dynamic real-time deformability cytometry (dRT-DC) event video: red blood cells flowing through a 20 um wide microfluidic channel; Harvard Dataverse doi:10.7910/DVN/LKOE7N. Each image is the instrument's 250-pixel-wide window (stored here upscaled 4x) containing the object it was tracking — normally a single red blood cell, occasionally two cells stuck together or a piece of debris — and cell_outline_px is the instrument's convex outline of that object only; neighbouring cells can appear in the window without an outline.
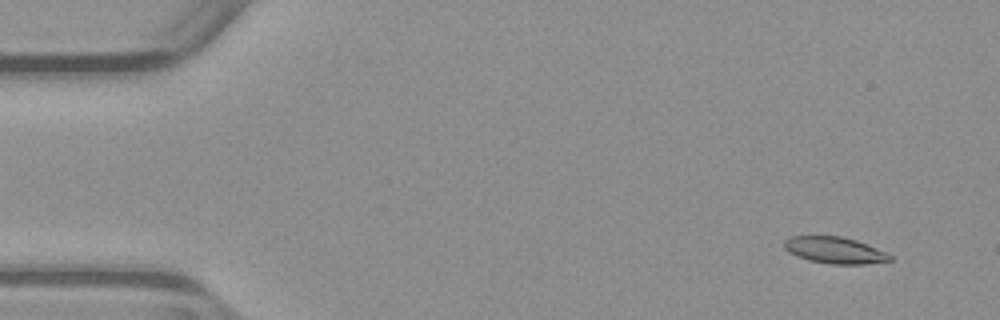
{"species": "common noctule bat (a hibernating species)", "species_latin": "Nyctalus noctula", "temperature_condition": "warm", "stored_images_in_passage": 52, "camera_frame_rate_fps": 3000, "um_per_image_px": 0.085, "animal": {"sex": "male", "body_mass_g": 23.1, "forearm_length_mm": 52.7}, "frame": {"image": 1, "passage_image": 3, "time_ms": 0.667, "image_size_px": [1000, 320], "cell_outline_px": [[892, 260], [864, 264], [832, 264], [808, 260], [796, 256], [788, 252], [784, 248], [784, 240], [792, 236], [840, 236], [856, 240], [876, 248], [892, 256]], "centroid_in_image_um": [70.91, 21.27], "position_along_channel_um": 14.1, "area_um2": 16.24}}
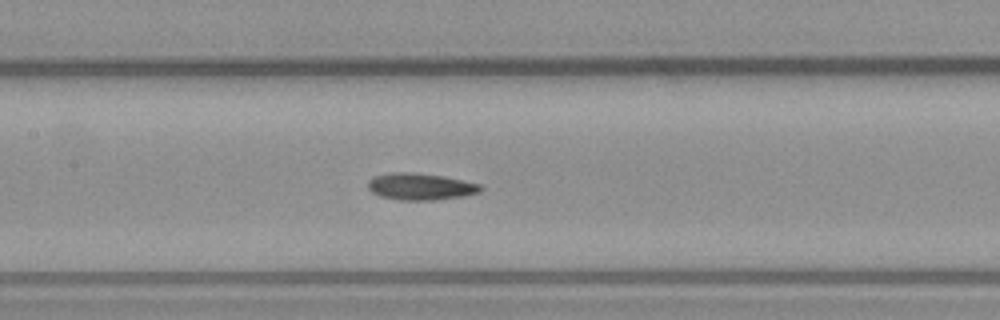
{"frame": {"image": 2, "passage_image": 24, "time_ms": 7.667, "image_size_px": [1000, 320], "cell_outline_px": [[484, 188], [480, 192], [464, 196], [436, 200], [400, 200], [380, 196], [372, 192], [368, 188], [368, 180], [372, 176], [388, 172], [416, 172], [444, 176], [464, 180], [480, 184]], "centroid_in_image_um": [35.74, 15.84], "position_along_channel_um": 171.7, "area_um2": 17.92}}
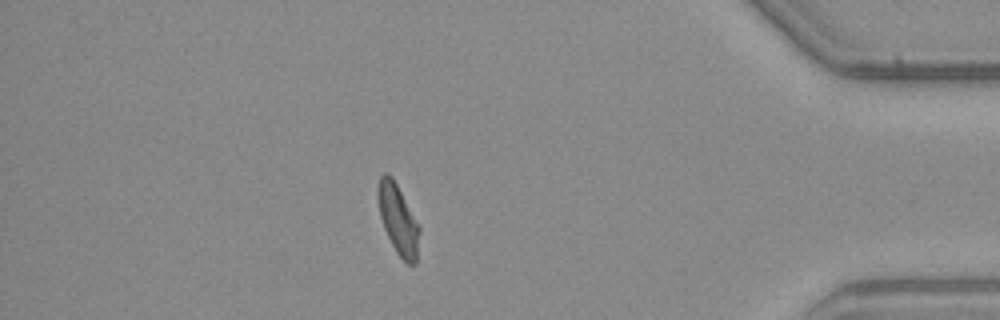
{"frame": {"image": 3, "passage_image": 45, "time_ms": 14.667, "image_size_px": [1000, 320], "cell_outline_px": [[420, 232], [416, 264], [408, 264], [396, 252], [384, 228], [380, 216], [380, 176], [384, 172], [388, 172], [392, 176], [420, 228]], "centroid_in_image_um": [33.88, 18.71], "position_along_channel_um": 401.3, "area_um2": 16.13}, "authors_computed_cell_mechanics": {"area_um2": 16.8487, "velocity_mm_per_s": 3.9161, "shape_relaxation_time_tau1_ms": null, "shape_relaxation_time_tau2_ms": 4.0115, "deformation_change_tau1": null, "deformation_change_tau2": 0.0858}}